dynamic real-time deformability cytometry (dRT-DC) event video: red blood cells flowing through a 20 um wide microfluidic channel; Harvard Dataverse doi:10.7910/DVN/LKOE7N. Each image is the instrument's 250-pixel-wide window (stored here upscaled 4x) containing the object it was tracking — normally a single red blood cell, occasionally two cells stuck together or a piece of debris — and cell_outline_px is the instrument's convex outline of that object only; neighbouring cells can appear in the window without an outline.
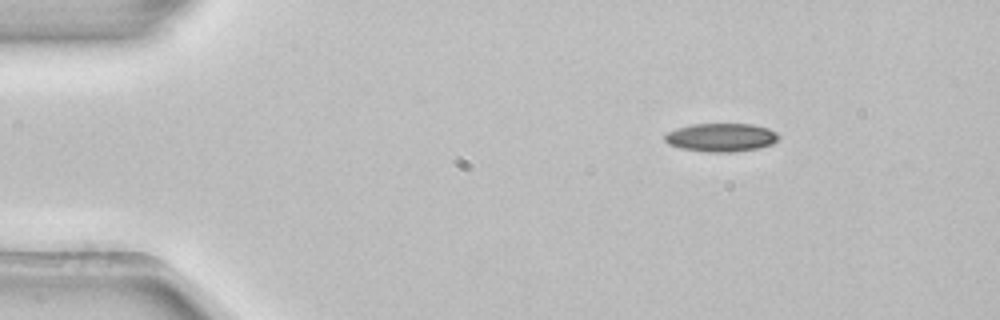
{"species": "common noctule bat (a hibernating species)", "species_latin": "Nyctalus noctula", "temperature_condition": "room temperature", "stored_images_in_passage": 4, "camera_frame_rate_fps": 3000, "um_per_image_px": 0.085, "animal": {"sex": "female", "body_mass_g": 22.7, "forearm_length_mm": 54.2}, "frame": {"image": 1, "passage_image": 1, "time_ms": 0.0, "image_size_px": [1000, 320], "cell_outline_px": [[780, 136], [772, 144], [760, 148], [732, 152], [708, 152], [680, 148], [668, 144], [664, 140], [664, 136], [668, 132], [676, 128], [692, 124], [752, 124], [768, 128], [776, 132]], "centroid_in_image_um": [61.29, 11.68], "position_along_channel_um": 23.7, "area_um2": 18.9}}
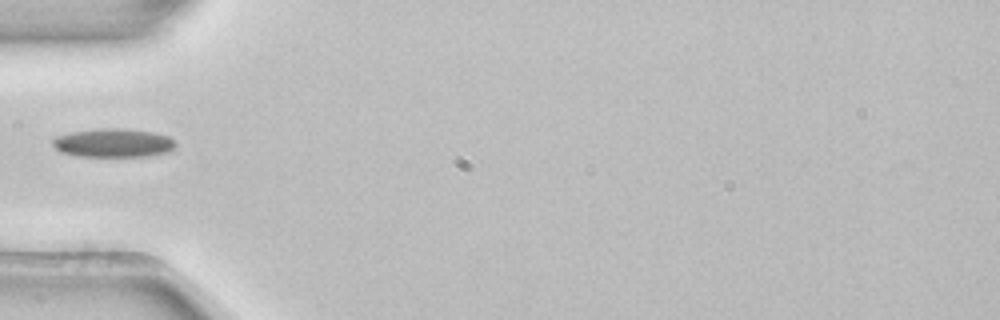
{"frame": {"image": 2, "passage_image": 4, "time_ms": 1.0, "image_size_px": [1000, 320], "cell_outline_px": [[176, 148], [168, 152], [148, 156], [76, 156], [60, 152], [52, 144], [52, 140], [56, 136], [72, 132], [104, 128], [124, 128], [152, 132], [168, 136], [176, 144]], "centroid_in_image_um": [9.64, 12.15], "position_along_channel_um": 75.4, "area_um2": 20.52}}